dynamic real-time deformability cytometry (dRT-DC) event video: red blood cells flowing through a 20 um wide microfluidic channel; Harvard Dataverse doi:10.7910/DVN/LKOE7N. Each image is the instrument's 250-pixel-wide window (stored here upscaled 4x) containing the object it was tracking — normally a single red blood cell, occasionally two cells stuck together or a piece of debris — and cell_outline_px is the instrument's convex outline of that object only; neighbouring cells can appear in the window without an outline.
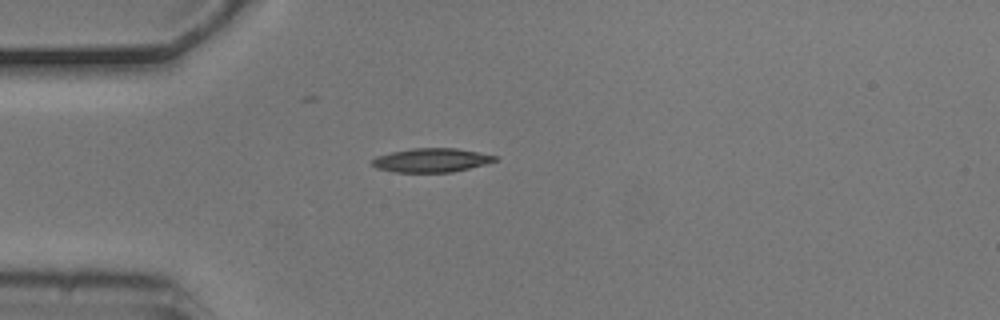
{"species": "common noctule bat (a hibernating species)", "species_latin": "Nyctalus noctula", "temperature_condition": "cold", "stored_images_in_passage": 1, "camera_frame_rate_fps": 3000, "um_per_image_px": 0.085, "animal": {"sex": "male", "body_mass_g": 20.5, "forearm_length_mm": 52.5}, "frame": {"image": 1, "passage_image": 1, "time_ms": 0.0, "image_size_px": [1000, 320], "cell_outline_px": [[500, 160], [452, 172], [396, 172], [376, 168], [372, 164], [372, 160], [376, 156], [392, 152], [412, 148], [456, 148], [500, 156]], "centroid_in_image_um": [36.71, 13.61], "position_along_channel_um": 48.3, "area_um2": 17.11}}